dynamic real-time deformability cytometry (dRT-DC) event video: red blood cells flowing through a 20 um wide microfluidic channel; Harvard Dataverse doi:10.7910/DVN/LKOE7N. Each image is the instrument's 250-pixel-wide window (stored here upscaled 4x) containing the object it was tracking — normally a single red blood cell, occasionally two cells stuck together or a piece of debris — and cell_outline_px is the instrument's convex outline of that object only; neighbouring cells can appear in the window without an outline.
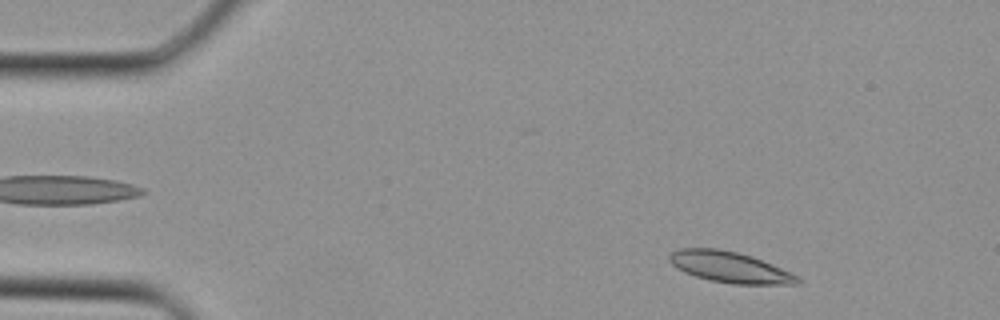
{"species": "Egyptian fruit bat (a non-hibernating species)", "species_latin": "Rousettus aegyptiacus", "temperature_condition": "cold", "stored_images_in_passage": 8, "camera_frame_rate_fps": 3000, "um_per_image_px": 0.085, "animal": {"sex": "female"}, "frame": {"image": 1, "passage_image": 3, "time_ms": 0.667, "image_size_px": [1000, 320], "cell_outline_px": [[804, 280], [796, 284], [732, 284], [712, 280], [696, 276], [684, 272], [676, 268], [668, 260], [668, 256], [672, 252], [680, 248], [716, 248], [736, 252], [752, 256], [792, 272]], "centroid_in_image_um": [62.05, 22.71], "position_along_channel_um": 22.9, "area_um2": 23.12}}